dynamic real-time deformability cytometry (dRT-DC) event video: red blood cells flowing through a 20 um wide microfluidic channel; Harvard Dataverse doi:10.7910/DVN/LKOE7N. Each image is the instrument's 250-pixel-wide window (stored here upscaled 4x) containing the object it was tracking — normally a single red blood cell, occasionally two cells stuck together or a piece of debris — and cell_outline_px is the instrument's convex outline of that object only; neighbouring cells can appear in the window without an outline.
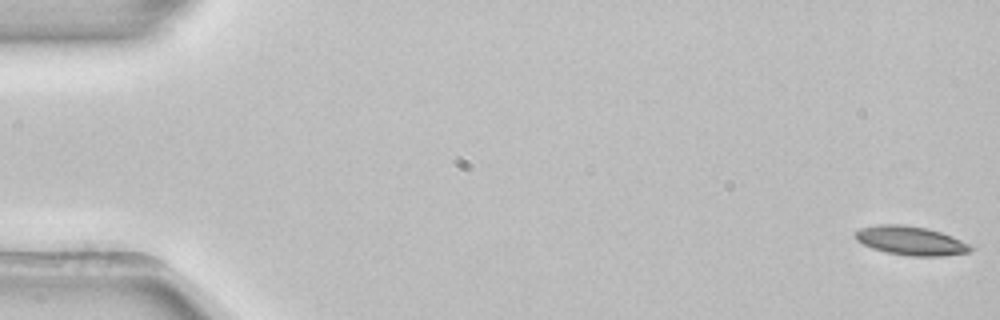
{"species": "common noctule bat (a hibernating species)", "species_latin": "Nyctalus noctula", "temperature_condition": "room temperature", "stored_images_in_passage": 9, "camera_frame_rate_fps": 3000, "um_per_image_px": 0.085, "animal": {"sex": "female", "body_mass_g": 22.7, "forearm_length_mm": 54.2}, "frame": {"image": 1, "passage_image": 1, "time_ms": 0.0, "image_size_px": [1000, 320], "cell_outline_px": [[972, 248], [968, 252], [940, 256], [908, 256], [884, 252], [872, 248], [856, 240], [856, 232], [860, 228], [876, 224], [904, 224], [928, 228], [952, 236], [972, 244]], "centroid_in_image_um": [77.41, 20.45], "position_along_channel_um": 7.6, "area_um2": 19.54}}